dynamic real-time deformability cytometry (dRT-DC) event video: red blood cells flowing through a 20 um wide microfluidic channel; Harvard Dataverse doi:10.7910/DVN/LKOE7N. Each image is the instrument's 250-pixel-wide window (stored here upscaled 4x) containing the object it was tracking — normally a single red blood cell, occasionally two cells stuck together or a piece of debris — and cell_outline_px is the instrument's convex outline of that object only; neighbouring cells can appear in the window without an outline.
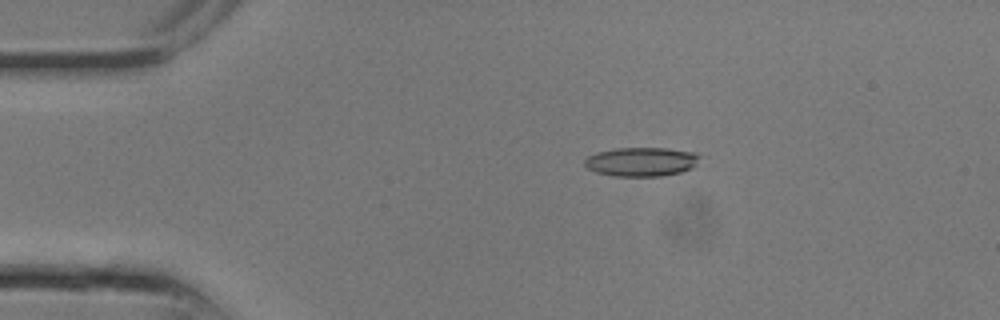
{"species": "common noctule bat (a hibernating species)", "species_latin": "Nyctalus noctula", "temperature_condition": "room temperature", "stored_images_in_passage": 25, "camera_frame_rate_fps": 3000, "um_per_image_px": 0.085, "animal": {"sex": "male", "body_mass_g": 13.3}, "frame": {"image": 1, "passage_image": 5, "time_ms": 1.333, "image_size_px": [1000, 320], "cell_outline_px": [[700, 156], [696, 164], [692, 168], [680, 172], [660, 176], [612, 176], [596, 172], [588, 168], [584, 164], [584, 160], [588, 156], [596, 152], [616, 148], [668, 148], [696, 152]], "centroid_in_image_um": [54.51, 13.74], "position_along_channel_um": 30.5, "area_um2": 19.54}}
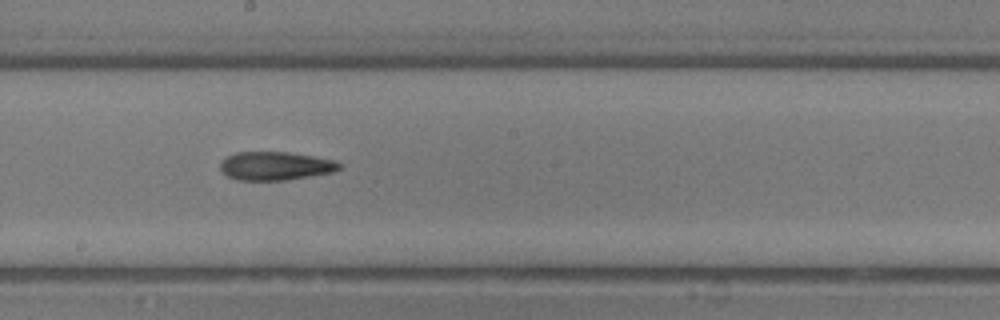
{"frame": {"image": 2, "passage_image": 14, "time_ms": 4.333, "image_size_px": [1000, 320], "cell_outline_px": [[340, 168], [332, 172], [284, 180], [236, 180], [228, 176], [220, 168], [220, 164], [228, 156], [236, 152], [288, 152], [336, 160], [340, 164]], "centroid_in_image_um": [23.4, 14.1], "position_along_channel_um": 224.8, "area_um2": 19.48}}
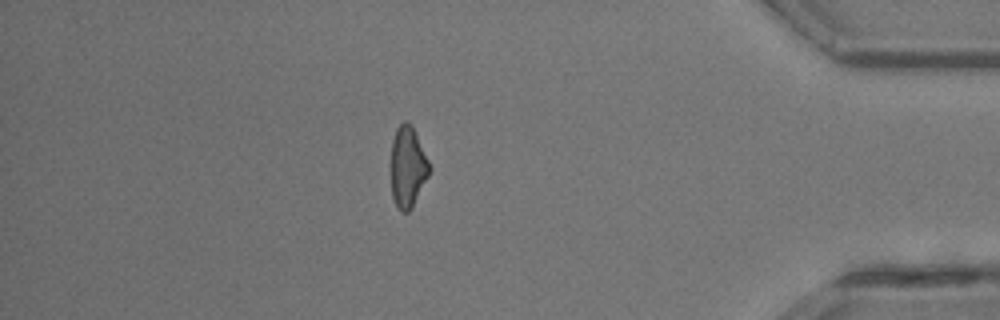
{"frame": {"image": 3, "passage_image": 22, "time_ms": 7.0, "image_size_px": [1000, 320], "cell_outline_px": [[432, 168], [428, 176], [408, 212], [400, 212], [396, 208], [392, 196], [392, 140], [396, 128], [404, 120], [412, 124]], "centroid_in_image_um": [34.66, 14.16], "position_along_channel_um": 400.5, "area_um2": 17.98}}